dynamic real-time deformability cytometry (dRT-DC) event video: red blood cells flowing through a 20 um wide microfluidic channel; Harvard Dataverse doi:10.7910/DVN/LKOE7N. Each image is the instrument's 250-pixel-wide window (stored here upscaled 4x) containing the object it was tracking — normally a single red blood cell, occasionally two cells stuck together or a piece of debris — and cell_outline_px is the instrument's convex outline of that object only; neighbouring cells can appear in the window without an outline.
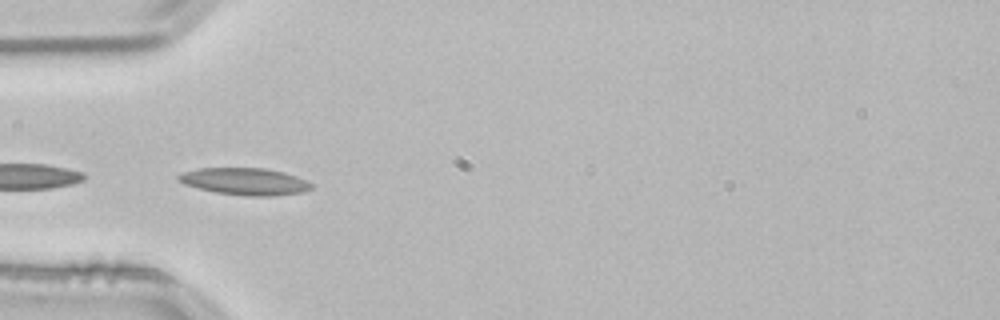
{"species": "common noctule bat (a hibernating species)", "species_latin": "Nyctalus noctula", "temperature_condition": "room temperature", "stored_images_in_passage": 24, "camera_frame_rate_fps": 3000, "um_per_image_px": 0.085, "animal": {"sex": "male", "body_mass_g": 21.5, "forearm_length_mm": 52.0}, "frame": {"image": 1, "passage_image": 1, "time_ms": 0.0, "image_size_px": [1000, 320], "cell_outline_px": [[312, 188], [300, 192], [272, 196], [244, 196], [216, 192], [184, 184], [176, 180], [176, 176], [184, 172], [200, 168], [264, 168], [284, 172], [296, 176], [312, 184]], "centroid_in_image_um": [20.78, 15.42], "position_along_channel_um": 64.2, "area_um2": 20.75}}
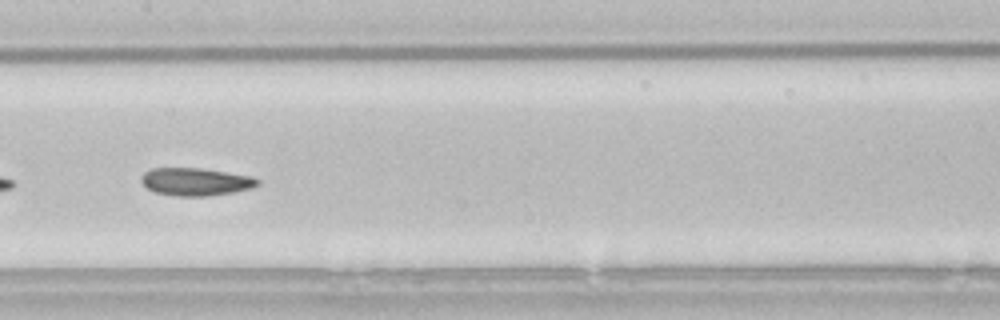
{"frame": {"image": 2, "passage_image": 11, "time_ms": 3.333, "image_size_px": [1000, 320], "cell_outline_px": [[260, 184], [252, 188], [232, 192], [204, 196], [176, 196], [156, 192], [148, 188], [140, 180], [140, 176], [144, 172], [152, 168], [200, 168], [252, 176], [260, 180]], "centroid_in_image_um": [16.63, 15.44], "position_along_channel_um": 190.8, "area_um2": 18.73}}
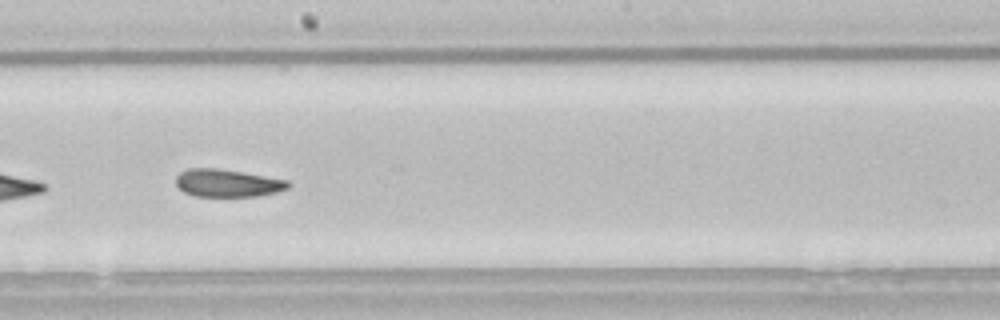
{"frame": {"image": 3, "passage_image": 14, "time_ms": 4.333, "image_size_px": [1000, 320], "cell_outline_px": [[292, 184], [288, 188], [276, 192], [256, 196], [196, 196], [184, 192], [176, 184], [176, 176], [180, 172], [188, 168], [216, 168], [244, 172], [288, 180]], "centroid_in_image_um": [19.34, 15.55], "position_along_channel_um": 228.9, "area_um2": 18.09}}